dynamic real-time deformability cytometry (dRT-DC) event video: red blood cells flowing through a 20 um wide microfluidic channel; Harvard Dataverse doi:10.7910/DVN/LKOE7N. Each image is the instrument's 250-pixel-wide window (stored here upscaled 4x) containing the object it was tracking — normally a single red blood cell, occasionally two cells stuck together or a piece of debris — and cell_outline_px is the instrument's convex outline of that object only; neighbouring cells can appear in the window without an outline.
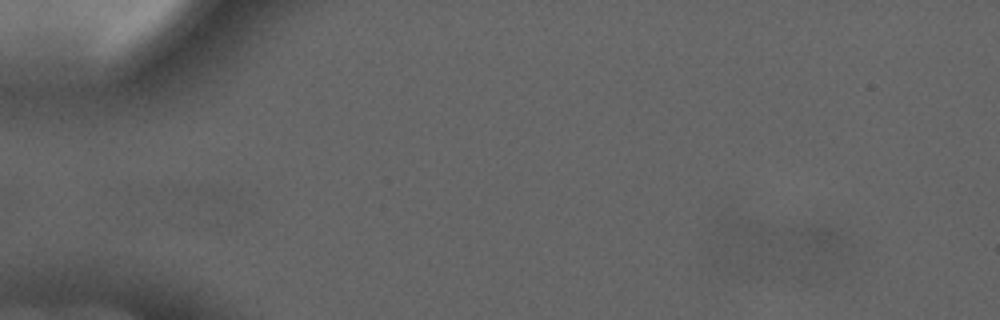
{"species": "common noctule bat (a hibernating species)", "species_latin": "Nyctalus noctula", "temperature_condition": "cold", "stored_images_in_passage": 4, "camera_frame_rate_fps": 3000, "um_per_image_px": 0.085, "animal": {"sex": "male", "forearm_length_mm": 52.5}, "frame": {"image": 1, "passage_image": 1, "time_ms": 0.0, "image_size_px": [1000, 320], "cell_outline_px": [[840, 236], [836, 252], [828, 260], [808, 264], [788, 228], [812, 224], [824, 224], [840, 232]], "centroid_in_image_um": [69.37, 20.54], "position_along_channel_um": 15.6, "area_um2": 10.29}}